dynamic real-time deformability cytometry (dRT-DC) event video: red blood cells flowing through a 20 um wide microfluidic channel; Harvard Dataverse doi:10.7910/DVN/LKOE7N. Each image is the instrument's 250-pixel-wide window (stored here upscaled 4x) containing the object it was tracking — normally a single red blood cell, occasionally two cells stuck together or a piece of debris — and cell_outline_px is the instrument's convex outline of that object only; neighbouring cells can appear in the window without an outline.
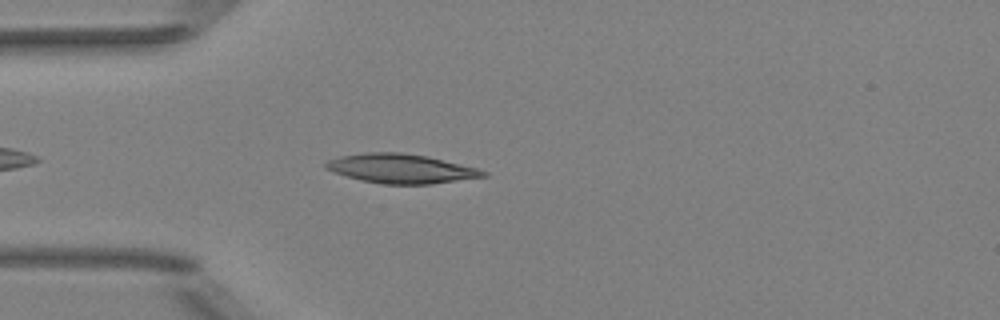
{"species": "Egyptian fruit bat (a non-hibernating species)", "species_latin": "Rousettus aegyptiacus", "temperature_condition": "room temperature", "stored_images_in_passage": 30, "camera_frame_rate_fps": 3000, "um_per_image_px": 0.085, "animal": {"sex": "female"}, "frame": {"image": 1, "passage_image": 5, "time_ms": 1.333, "image_size_px": [1000, 320], "cell_outline_px": [[488, 176], [432, 184], [384, 184], [360, 180], [324, 168], [324, 164], [328, 160], [340, 156], [368, 152], [400, 152], [428, 156], [476, 168], [488, 172]], "centroid_in_image_um": [34.1, 14.33], "position_along_channel_um": 50.9, "area_um2": 26.7}}
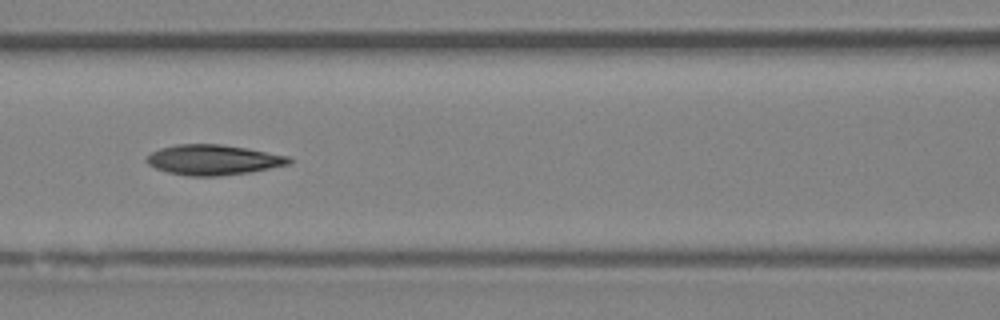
{"frame": {"image": 2, "passage_image": 13, "time_ms": 4.0, "image_size_px": [1000, 320], "cell_outline_px": [[292, 164], [248, 172], [220, 176], [188, 176], [168, 172], [156, 168], [148, 164], [144, 160], [152, 152], [160, 148], [176, 144], [220, 144], [248, 148], [288, 156], [292, 160]], "centroid_in_image_um": [18.13, 13.58], "position_along_channel_um": 148.5, "area_um2": 25.09}}
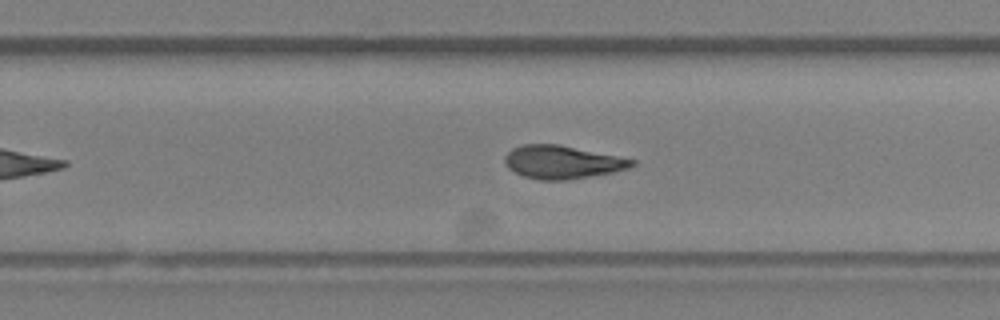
{"frame": {"image": 3, "passage_image": 23, "time_ms": 7.333, "image_size_px": [1000, 320], "cell_outline_px": [[636, 164], [628, 168], [612, 172], [564, 180], [540, 180], [524, 176], [508, 168], [504, 160], [504, 156], [512, 148], [520, 144], [560, 144], [636, 160]], "centroid_in_image_um": [47.76, 13.76], "position_along_channel_um": 282.0, "area_um2": 24.39}, "authors_computed_cell_mechanics": {"area_um2": 24.854, "velocity_mm_per_s": 4.0294, "shape_relaxation_time_tau1_ms": 5.4028, "shape_relaxation_time_tau2_ms": 4.0324, "deformation_change_tau1": 0.1595, "deformation_change_tau2": 0.1114}}